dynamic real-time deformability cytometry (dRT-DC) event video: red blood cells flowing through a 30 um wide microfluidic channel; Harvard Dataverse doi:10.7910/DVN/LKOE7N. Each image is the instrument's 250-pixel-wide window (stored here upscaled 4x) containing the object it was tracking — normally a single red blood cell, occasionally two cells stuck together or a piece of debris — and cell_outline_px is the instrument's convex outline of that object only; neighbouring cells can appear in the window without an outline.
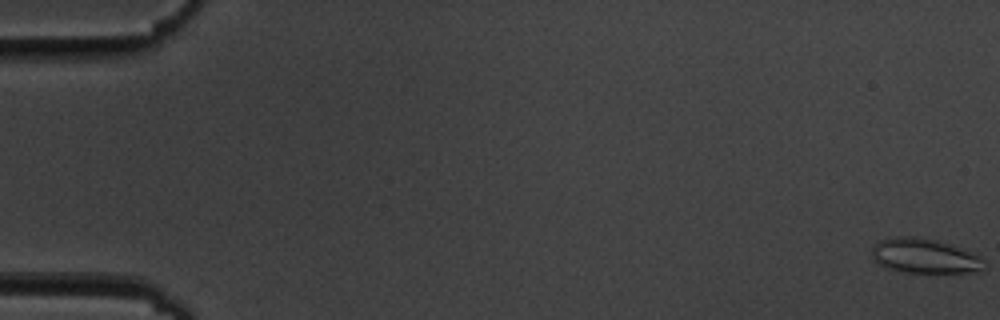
{"species": "common noctule bat (a hibernating species)", "species_latin": "Nyctalus noctula", "temperature_condition": "cold", "stored_images_in_passage": 57, "camera_frame_rate_fps": 3000, "um_per_image_px": 0.085, "animal": {"sex": "male", "body_mass_g": 19.5, "forearm_length_mm": 54.6}, "frame": {"image": 1, "passage_image": 1, "time_ms": 0.0, "image_size_px": [1000, 320], "cell_outline_px": [[984, 268], [980, 272], [904, 272], [884, 268], [872, 260], [872, 244], [880, 240], [896, 236], [912, 236], [936, 240], [948, 244], [980, 256], [984, 260]], "centroid_in_image_um": [78.53, 21.76], "position_along_channel_um": 6.5, "area_um2": 22.77}}
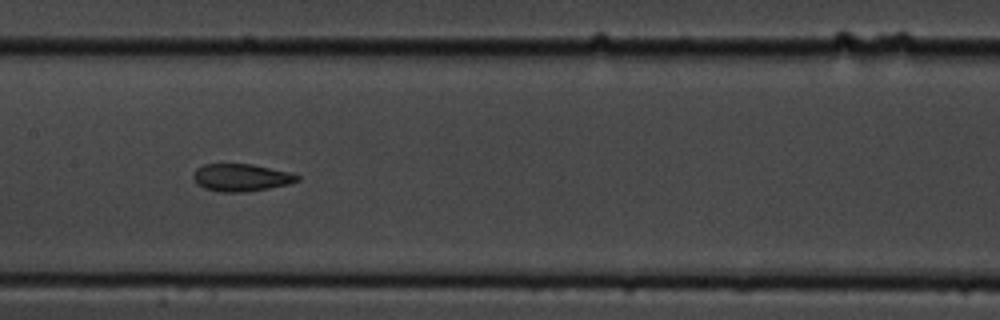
{"frame": {"image": 2, "passage_image": 29, "time_ms": 9.333, "image_size_px": [1000, 320], "cell_outline_px": [[300, 180], [288, 184], [268, 188], [244, 192], [220, 192], [204, 188], [196, 184], [192, 176], [196, 168], [204, 164], [252, 164], [288, 172], [300, 176]], "centroid_in_image_um": [20.46, 15.09], "position_along_channel_um": 186.9, "area_um2": 16.59}}
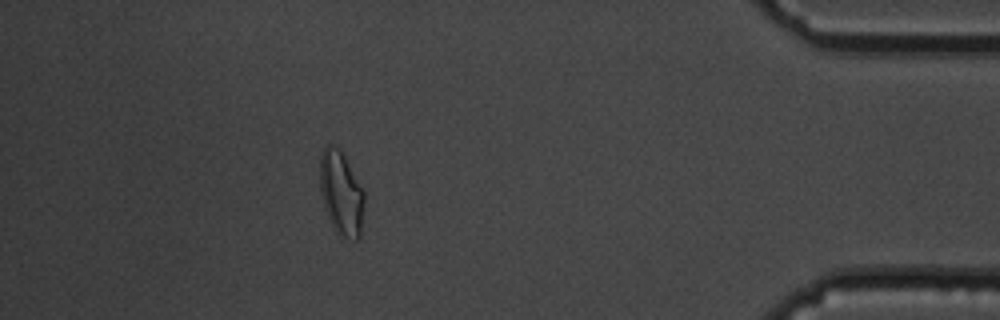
{"frame": {"image": 3, "passage_image": 51, "time_ms": 16.667, "image_size_px": [1000, 320], "cell_outline_px": [[364, 204], [360, 236], [356, 240], [340, 236], [336, 232], [324, 208], [320, 192], [320, 156], [324, 148], [328, 144], [332, 144], [344, 156], [364, 188]], "centroid_in_image_um": [29.01, 16.43], "position_along_channel_um": 406.2, "area_um2": 21.73}, "authors_computed_cell_mechanics": {"area_um2": 18.5538, "velocity_mm_per_s": 3.6002, "shape_relaxation_time_tau1_ms": 3.8011, "shape_relaxation_time_tau2_ms": 2.064, "deformation_change_tau1": 0.1106, "deformation_change_tau2": 0.0833}}